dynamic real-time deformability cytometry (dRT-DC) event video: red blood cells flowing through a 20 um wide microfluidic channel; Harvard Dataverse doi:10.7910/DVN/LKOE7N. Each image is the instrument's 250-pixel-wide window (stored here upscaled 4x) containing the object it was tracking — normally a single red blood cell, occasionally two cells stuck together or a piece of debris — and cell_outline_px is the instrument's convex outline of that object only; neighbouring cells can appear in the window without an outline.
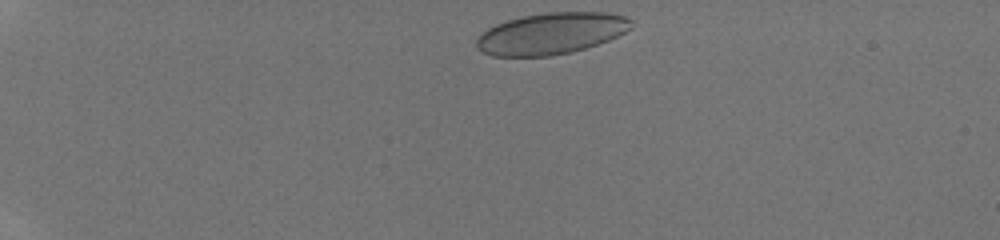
{"species": "human", "species_latin": "Homo sapiens", "temperature_condition": "room temperature", "stored_images_in_passage": 35, "camera_frame_rate_fps": 3000, "um_per_image_px": 0.085, "donor": {"sex": "male"}, "frame": {"image": 1, "passage_image": 1, "time_ms": 0.0, "image_size_px": [1000, 240], "cell_outline_px": [[632, 28], [608, 40], [572, 52], [552, 56], [492, 56], [476, 48], [476, 36], [488, 28], [496, 24], [508, 20], [524, 16], [548, 12], [608, 12], [624, 16], [632, 20]], "centroid_in_image_um": [46.83, 2.85], "position_along_channel_um": 38.2, "area_um2": 37.4}}
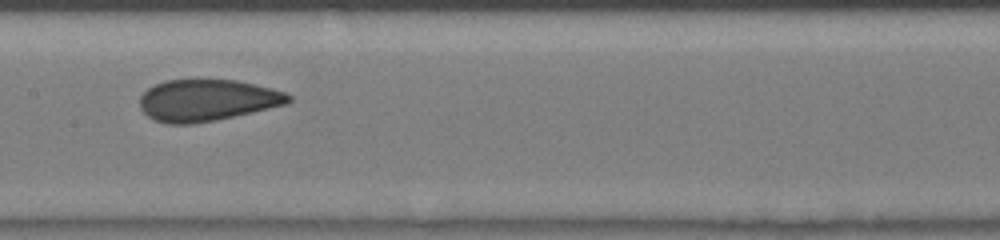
{"frame": {"image": 2, "passage_image": 16, "time_ms": 5.0, "image_size_px": [1000, 240], "cell_outline_px": [[292, 100], [288, 104], [216, 120], [192, 124], [168, 124], [152, 120], [140, 108], [140, 96], [148, 88], [164, 80], [196, 76], [236, 80], [272, 88], [284, 92], [292, 96]], "centroid_in_image_um": [17.58, 8.48], "position_along_channel_um": 189.8, "area_um2": 37.17}}
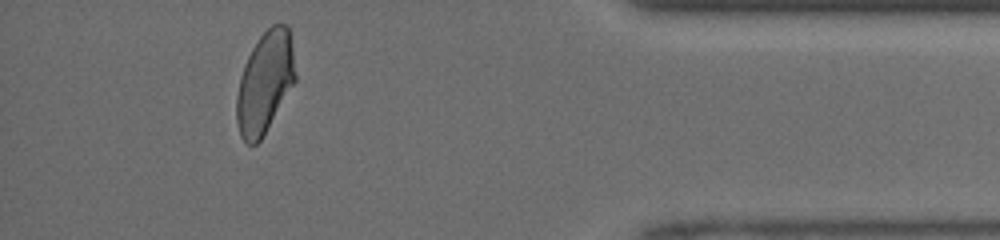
{"frame": {"image": 3, "passage_image": 32, "time_ms": 10.333, "image_size_px": [1000, 240], "cell_outline_px": [[296, 80], [260, 140], [256, 144], [248, 144], [240, 136], [236, 120], [236, 96], [240, 76], [244, 64], [252, 48], [260, 36], [272, 24], [288, 24], [292, 48], [296, 76]], "centroid_in_image_um": [22.5, 7.0], "position_along_channel_um": 412.7, "area_um2": 34.45}}